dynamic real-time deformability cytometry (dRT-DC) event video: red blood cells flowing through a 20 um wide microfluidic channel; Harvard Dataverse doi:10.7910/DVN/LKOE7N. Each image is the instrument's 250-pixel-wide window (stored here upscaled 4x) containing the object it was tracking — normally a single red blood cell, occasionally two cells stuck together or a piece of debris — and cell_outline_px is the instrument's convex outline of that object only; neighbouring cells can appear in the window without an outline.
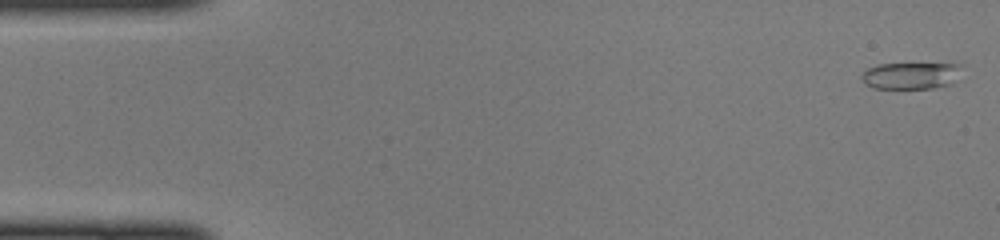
{"species": "common noctule bat (a hibernating species)", "species_latin": "Nyctalus noctula", "temperature_condition": "cold", "stored_images_in_passage": 46, "camera_frame_rate_fps": 3000, "um_per_image_px": 0.085, "animal": {"sex": "female", "body_mass_g": 22.0, "forearm_length_mm": 56.7}, "frame": {"image": 1, "passage_image": 1, "time_ms": 0.0, "image_size_px": [1000, 240], "cell_outline_px": [[960, 64], [952, 84], [932, 88], [872, 88], [864, 84], [860, 76], [868, 68], [880, 64]], "centroid_in_image_um": [77.33, 6.44], "position_along_channel_um": 7.7, "area_um2": 15.26}}
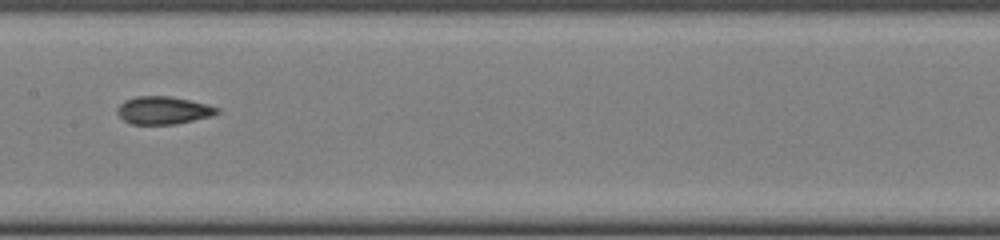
{"frame": {"image": 2, "passage_image": 23, "time_ms": 7.333, "image_size_px": [1000, 240], "cell_outline_px": [[220, 112], [208, 116], [176, 124], [132, 124], [124, 120], [116, 112], [116, 108], [124, 100], [136, 96], [172, 96], [208, 104], [220, 108]], "centroid_in_image_um": [13.86, 9.36], "position_along_channel_um": 193.5, "area_um2": 16.13}}
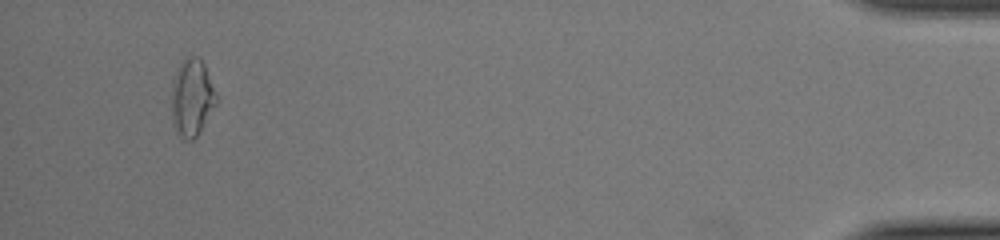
{"frame": {"image": 3, "passage_image": 44, "time_ms": 14.333, "image_size_px": [1000, 240], "cell_outline_px": [[216, 104], [196, 136], [192, 140], [188, 140], [180, 136], [172, 120], [172, 80], [184, 56], [196, 56], [204, 64], [216, 92]], "centroid_in_image_um": [16.3, 8.26], "position_along_channel_um": 418.9, "area_um2": 19.77}}